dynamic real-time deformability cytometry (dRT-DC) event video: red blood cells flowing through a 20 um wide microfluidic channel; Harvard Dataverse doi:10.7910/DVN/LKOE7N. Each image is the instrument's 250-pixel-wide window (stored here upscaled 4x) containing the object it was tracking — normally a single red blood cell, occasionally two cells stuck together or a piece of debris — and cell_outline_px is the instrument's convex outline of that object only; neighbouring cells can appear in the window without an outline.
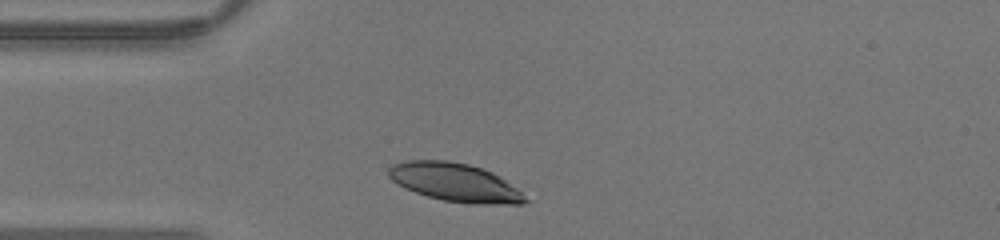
{"species": "human", "species_latin": "Homo sapiens", "temperature_condition": "warm", "stored_images_in_passage": 25, "camera_frame_rate_fps": 3000, "um_per_image_px": 0.085, "donor": {"sex": "male"}, "frame": {"image": 1, "passage_image": 2, "time_ms": 0.333, "image_size_px": [1000, 240], "cell_outline_px": [[532, 200], [524, 204], [472, 204], [444, 200], [428, 196], [416, 192], [392, 180], [388, 176], [388, 168], [392, 164], [408, 160], [448, 160], [468, 164], [492, 172], [500, 176]], "centroid_in_image_um": [38.73, 15.5], "position_along_channel_um": 46.3, "area_um2": 30.46}}
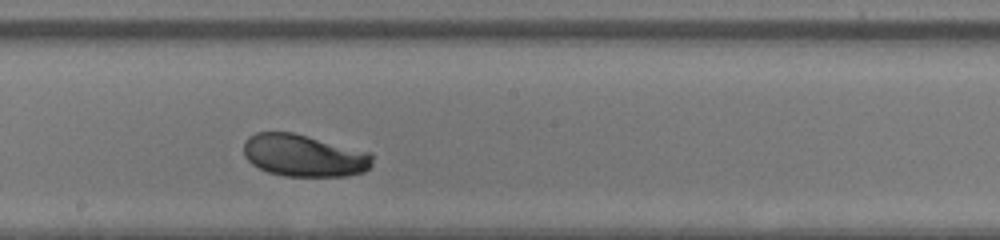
{"frame": {"image": 2, "passage_image": 14, "time_ms": 4.333, "image_size_px": [1000, 240], "cell_outline_px": [[372, 164], [364, 172], [348, 176], [284, 176], [268, 172], [252, 164], [244, 156], [244, 140], [248, 136], [256, 132], [292, 132], [372, 152]], "centroid_in_image_um": [25.84, 13.22], "position_along_channel_um": 222.4, "area_um2": 31.85}}
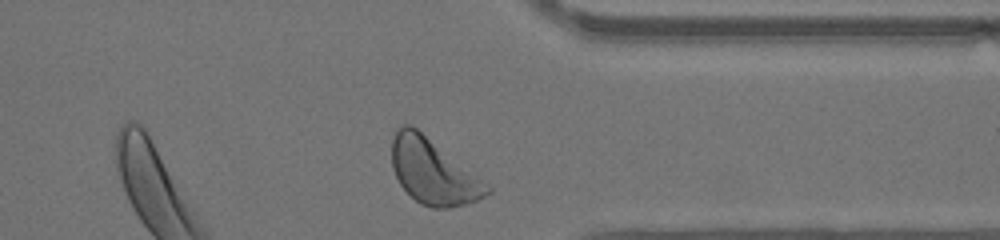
{"frame": {"image": 3, "passage_image": 24, "time_ms": 7.667, "image_size_px": [1000, 240], "cell_outline_px": [[492, 192], [476, 200], [464, 204], [448, 208], [432, 208], [420, 204], [400, 184], [392, 168], [392, 140], [396, 128], [404, 124], [412, 124], [492, 188]], "centroid_in_image_um": [36.78, 14.58], "position_along_channel_um": 374.6, "area_um2": 35.6}}